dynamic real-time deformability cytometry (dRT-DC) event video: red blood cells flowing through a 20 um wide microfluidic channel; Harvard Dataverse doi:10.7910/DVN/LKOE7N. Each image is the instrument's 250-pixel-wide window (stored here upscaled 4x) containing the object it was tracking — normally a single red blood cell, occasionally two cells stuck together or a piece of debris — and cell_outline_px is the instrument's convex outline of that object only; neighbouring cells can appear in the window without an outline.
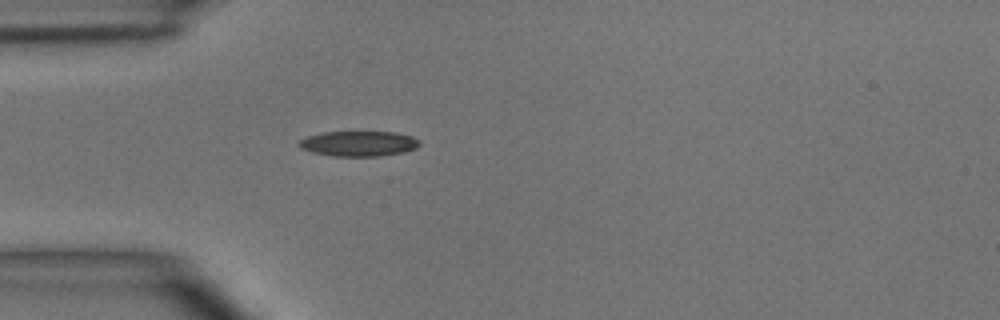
{"species": "common noctule bat (a hibernating species)", "species_latin": "Nyctalus noctula", "temperature_condition": "room temperature", "stored_images_in_passage": 4, "camera_frame_rate_fps": 3000, "um_per_image_px": 0.085, "animal": {"sex": "male", "body_mass_g": 15.6}, "frame": {"image": 1, "passage_image": 4, "time_ms": 3.333, "image_size_px": [1000, 320], "cell_outline_px": [[420, 144], [416, 148], [404, 152], [380, 156], [332, 156], [312, 152], [300, 148], [296, 144], [300, 140], [308, 136], [320, 132], [396, 132], [412, 136], [420, 140]], "centroid_in_image_um": [30.48, 12.2], "position_along_channel_um": 54.5, "area_um2": 17.86}}